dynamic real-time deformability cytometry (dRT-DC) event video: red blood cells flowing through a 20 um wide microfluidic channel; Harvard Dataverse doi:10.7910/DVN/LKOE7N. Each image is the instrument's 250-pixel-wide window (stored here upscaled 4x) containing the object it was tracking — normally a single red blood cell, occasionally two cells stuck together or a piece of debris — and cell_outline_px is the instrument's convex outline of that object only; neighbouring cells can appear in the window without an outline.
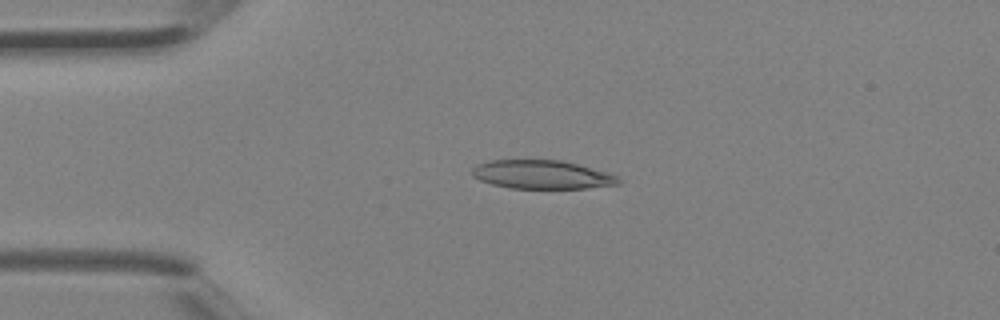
{"species": "Egyptian fruit bat (a non-hibernating species)", "species_latin": "Rousettus aegyptiacus", "temperature_condition": "room temperature", "stored_images_in_passage": 1, "camera_frame_rate_fps": 3000, "um_per_image_px": 0.085, "animal": {"sex": "female"}, "frame": {"image": 1, "passage_image": 1, "time_ms": 0.0, "image_size_px": [1000, 320], "cell_outline_px": [[620, 184], [588, 188], [508, 188], [492, 184], [480, 180], [472, 176], [472, 168], [476, 164], [488, 160], [560, 160], [608, 172], [620, 176]], "centroid_in_image_um": [46.06, 14.84], "position_along_channel_um": 38.9, "area_um2": 24.51}}